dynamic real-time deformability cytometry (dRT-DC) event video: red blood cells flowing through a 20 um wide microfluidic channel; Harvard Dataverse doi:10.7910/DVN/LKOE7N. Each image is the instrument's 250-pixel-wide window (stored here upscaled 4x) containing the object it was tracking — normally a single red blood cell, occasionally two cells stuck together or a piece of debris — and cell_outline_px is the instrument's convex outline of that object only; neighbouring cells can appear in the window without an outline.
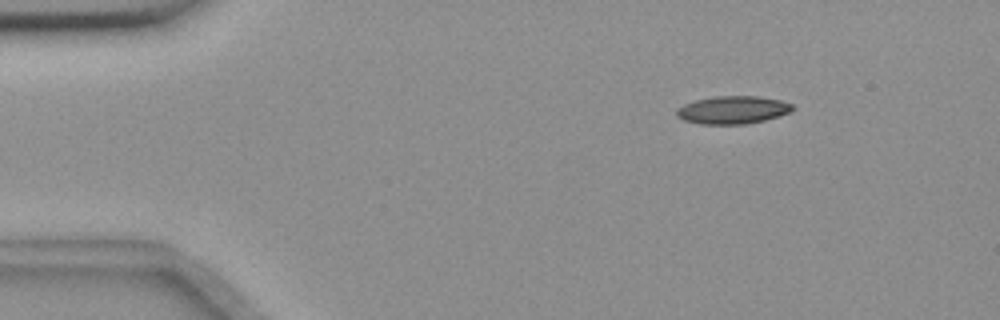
{"species": "common noctule bat (a hibernating species)", "species_latin": "Nyctalus noctula", "temperature_condition": "room temperature", "stored_images_in_passage": 5, "camera_frame_rate_fps": 3000, "um_per_image_px": 0.085, "animal": {"sex": "female", "body_mass_g": 18.4}, "frame": {"image": 1, "passage_image": 2, "time_ms": 1.333, "image_size_px": [1000, 320], "cell_outline_px": [[796, 108], [792, 112], [780, 116], [748, 124], [700, 124], [684, 120], [676, 116], [676, 108], [684, 104], [696, 100], [716, 96], [756, 96], [780, 100], [792, 104]], "centroid_in_image_um": [62.31, 9.35], "position_along_channel_um": 22.7, "area_um2": 18.96}}